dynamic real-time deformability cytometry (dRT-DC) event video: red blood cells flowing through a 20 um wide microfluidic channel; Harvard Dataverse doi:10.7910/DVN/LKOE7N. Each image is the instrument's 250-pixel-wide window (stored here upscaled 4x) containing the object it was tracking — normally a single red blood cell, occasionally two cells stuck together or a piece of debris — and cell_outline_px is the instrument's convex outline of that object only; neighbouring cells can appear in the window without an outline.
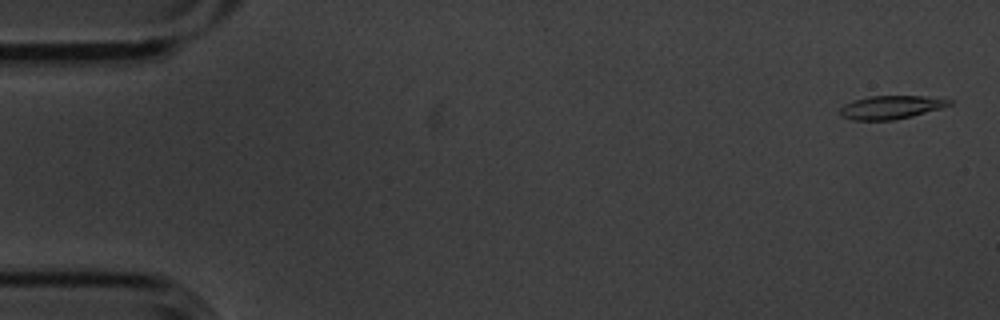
{"species": "common noctule bat (a hibernating species)", "species_latin": "Nyctalus noctula", "temperature_condition": "cold", "stored_images_in_passage": 5, "camera_frame_rate_fps": 3000, "um_per_image_px": 0.085, "animal": {"sex": "male", "body_mass_g": 20.1, "forearm_length_mm": 53.5}, "frame": {"image": 1, "passage_image": 1, "time_ms": 0.0, "image_size_px": [1000, 320], "cell_outline_px": [[952, 104], [940, 108], [912, 116], [896, 120], [852, 120], [840, 116], [840, 108], [844, 104], [852, 100], [868, 96], [924, 96], [952, 100]], "centroid_in_image_um": [75.68, 9.12], "position_along_channel_um": 9.3, "area_um2": 14.91}}
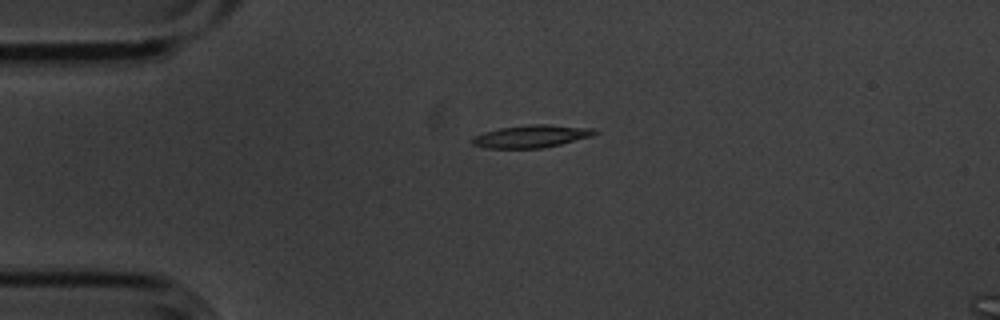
{"frame": {"image": 2, "passage_image": 4, "time_ms": 1.0, "image_size_px": [1000, 320], "cell_outline_px": [[600, 132], [592, 136], [560, 144], [540, 148], [484, 148], [472, 144], [472, 136], [484, 132], [500, 128], [532, 124], [548, 124], [596, 128]], "centroid_in_image_um": [45.19, 11.58], "position_along_channel_um": 39.8, "area_um2": 16.18}}